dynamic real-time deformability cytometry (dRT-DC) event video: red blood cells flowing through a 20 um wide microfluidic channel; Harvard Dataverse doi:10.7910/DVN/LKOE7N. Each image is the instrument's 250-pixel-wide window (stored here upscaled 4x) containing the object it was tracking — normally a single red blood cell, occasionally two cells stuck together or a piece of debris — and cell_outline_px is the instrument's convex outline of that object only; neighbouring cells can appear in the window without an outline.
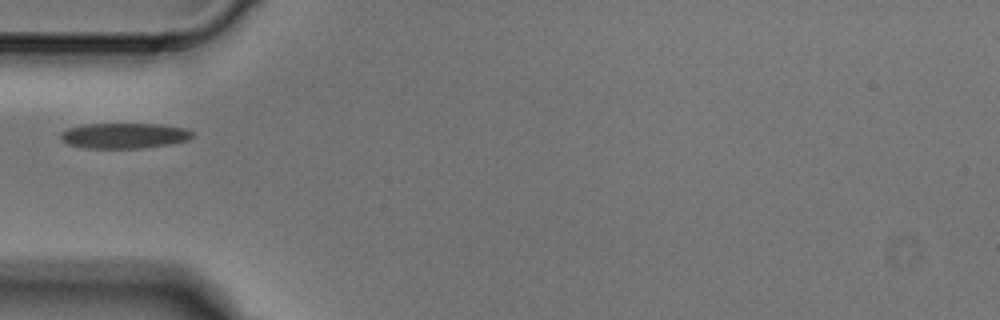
{"species": "Egyptian fruit bat (a non-hibernating species)", "species_latin": "Rousettus aegyptiacus", "temperature_condition": "cold", "stored_images_in_passage": 2, "camera_frame_rate_fps": 3000, "um_per_image_px": 0.085, "animal": {"sex": "male"}, "frame": {"image": 1, "passage_image": 1, "time_ms": 0.0, "image_size_px": [1000, 320], "cell_outline_px": [[196, 136], [188, 140], [168, 144], [144, 148], [88, 148], [68, 144], [60, 140], [60, 132], [68, 128], [88, 124], [160, 124], [184, 128], [196, 132]], "centroid_in_image_um": [10.59, 11.53], "position_along_channel_um": 74.4, "area_um2": 19.65}}
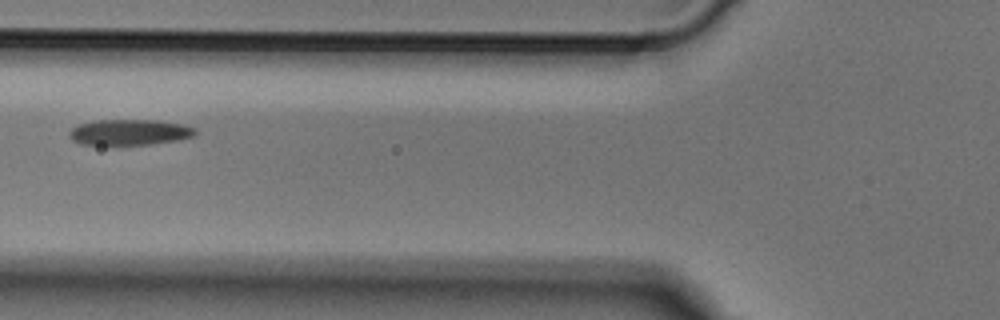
{"frame": {"image": 2, "passage_image": 2, "time_ms": 0.333, "image_size_px": [1000, 320], "cell_outline_px": [[196, 136], [176, 140], [148, 144], [80, 144], [72, 140], [68, 136], [72, 128], [80, 124], [92, 120], [160, 120], [184, 124], [196, 128]], "centroid_in_image_um": [11.04, 11.22], "position_along_channel_um": 114.8, "area_um2": 18.9}}